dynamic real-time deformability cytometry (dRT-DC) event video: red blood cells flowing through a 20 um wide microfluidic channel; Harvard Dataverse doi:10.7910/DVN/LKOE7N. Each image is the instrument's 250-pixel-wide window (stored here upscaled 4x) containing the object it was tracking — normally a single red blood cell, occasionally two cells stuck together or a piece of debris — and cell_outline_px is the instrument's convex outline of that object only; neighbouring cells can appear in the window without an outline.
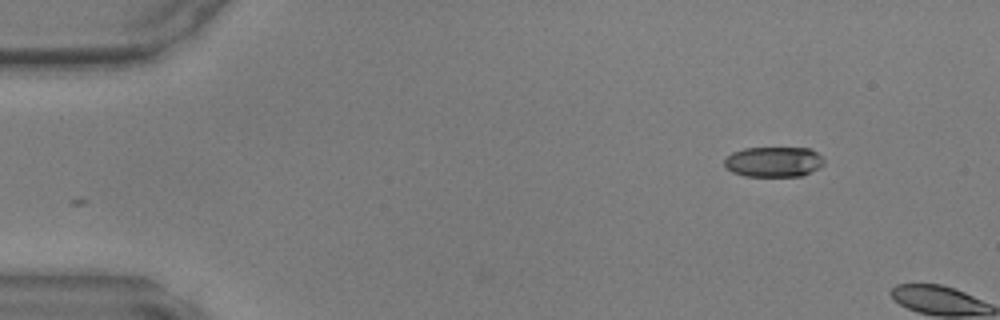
{"species": "common noctule bat (a hibernating species)", "species_latin": "Nyctalus noctula", "temperature_condition": "warm", "stored_images_in_passage": 2, "camera_frame_rate_fps": 3000, "um_per_image_px": 0.085, "animal": {"sex": "male", "body_mass_g": 17.9, "forearm_length_mm": 54.2}, "frame": {"image": 1, "passage_image": 2, "time_ms": 0.333, "image_size_px": [1000, 320], "cell_outline_px": [[824, 164], [820, 168], [800, 176], [744, 176], [732, 172], [724, 164], [724, 160], [732, 152], [744, 148], [808, 148], [816, 152], [824, 160]], "centroid_in_image_um": [65.76, 13.75], "position_along_channel_um": 19.2, "area_um2": 17.51}}